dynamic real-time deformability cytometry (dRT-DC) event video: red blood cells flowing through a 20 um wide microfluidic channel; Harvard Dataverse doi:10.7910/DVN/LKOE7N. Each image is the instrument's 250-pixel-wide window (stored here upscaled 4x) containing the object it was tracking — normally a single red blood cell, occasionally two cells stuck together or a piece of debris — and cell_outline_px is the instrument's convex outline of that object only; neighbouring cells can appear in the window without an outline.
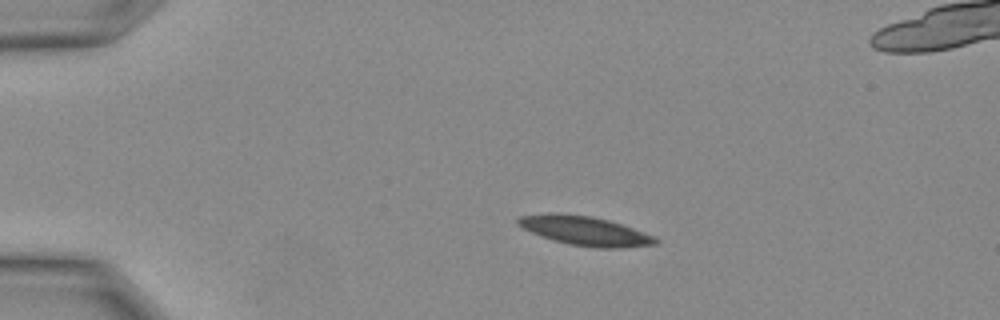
{"species": "Egyptian fruit bat (a non-hibernating species)", "species_latin": "Rousettus aegyptiacus", "temperature_condition": "warm", "stored_images_in_passage": 30, "segment_of_instrument_passage": [1, 2], "camera_frame_rate_fps": 3000, "um_per_image_px": 0.085, "animal": {"sex": "female"}, "frame": {"image": 1, "passage_image": 7, "time_ms": 2.0, "image_size_px": [1000, 320], "cell_outline_px": [[660, 240], [656, 244], [624, 248], [596, 248], [568, 244], [532, 232], [516, 224], [516, 220], [520, 216], [548, 212], [588, 216], [608, 220], [656, 236]], "centroid_in_image_um": [49.75, 19.62], "position_along_channel_um": 35.2, "area_um2": 23.18}}
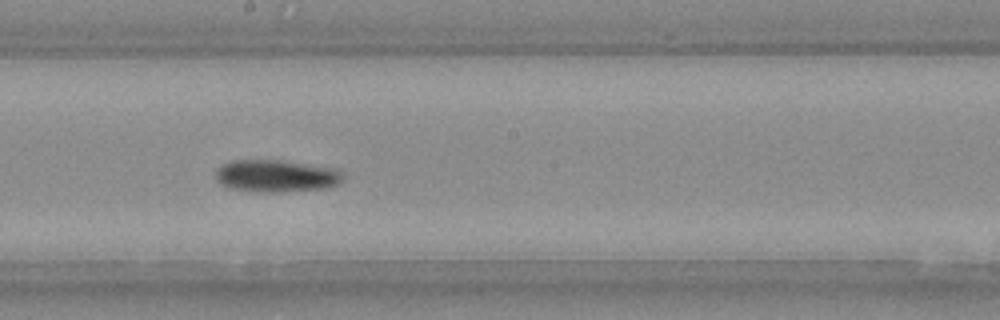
{"frame": {"image": 2, "passage_image": 17, "time_ms": 5.333, "image_size_px": [1000, 320], "cell_outline_px": [[344, 180], [340, 184], [324, 188], [276, 192], [260, 192], [232, 188], [220, 184], [216, 180], [216, 172], [224, 164], [232, 160], [280, 160], [340, 168], [344, 172]], "centroid_in_image_um": [23.57, 14.94], "position_along_channel_um": 224.6, "area_um2": 24.1}}
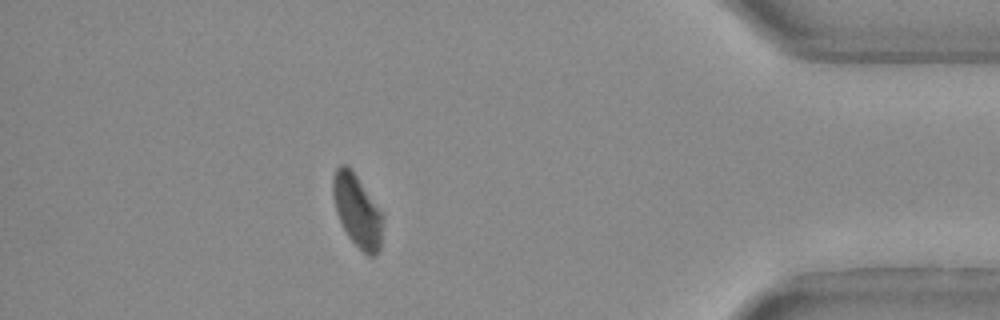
{"frame": {"image": 3, "passage_image": 26, "time_ms": 8.333, "image_size_px": [1000, 320], "cell_outline_px": [[384, 220], [380, 248], [376, 256], [368, 256], [348, 236], [336, 212], [332, 192], [332, 180], [336, 168], [340, 164], [348, 164], [384, 212]], "centroid_in_image_um": [30.4, 17.88], "position_along_channel_um": 404.8, "area_um2": 21.44}}